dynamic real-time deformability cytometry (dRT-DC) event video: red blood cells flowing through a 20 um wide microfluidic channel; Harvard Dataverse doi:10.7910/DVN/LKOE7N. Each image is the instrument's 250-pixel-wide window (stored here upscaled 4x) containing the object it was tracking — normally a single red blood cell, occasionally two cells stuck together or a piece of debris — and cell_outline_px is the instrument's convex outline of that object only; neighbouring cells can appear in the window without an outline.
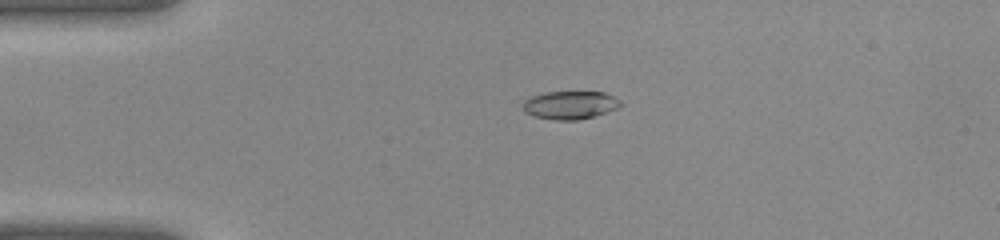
{"species": "common noctule bat (a hibernating species)", "species_latin": "Nyctalus noctula", "temperature_condition": "warm", "stored_images_in_passage": 32, "camera_frame_rate_fps": 3000, "um_per_image_px": 0.085, "animal": {"sex": "female", "body_mass_g": 22.0, "forearm_length_mm": 56.7}, "frame": {"image": 1, "passage_image": 1, "time_ms": 0.0, "image_size_px": [1000, 240], "cell_outline_px": [[624, 104], [620, 108], [592, 116], [576, 120], [556, 120], [532, 116], [524, 112], [520, 108], [524, 100], [532, 96], [544, 92], [604, 92], [620, 100]], "centroid_in_image_um": [48.43, 8.93], "position_along_channel_um": 36.6, "area_um2": 16.18}}
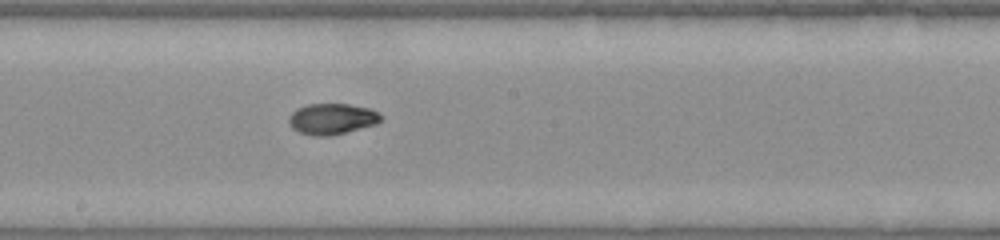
{"frame": {"image": 2, "passage_image": 14, "time_ms": 4.333, "image_size_px": [1000, 240], "cell_outline_px": [[380, 120], [376, 124], [328, 136], [316, 136], [300, 132], [292, 128], [288, 120], [288, 116], [296, 108], [308, 104], [348, 104], [368, 108], [380, 112]], "centroid_in_image_um": [28.18, 10.09], "position_along_channel_um": 220.0, "area_um2": 16.42}}
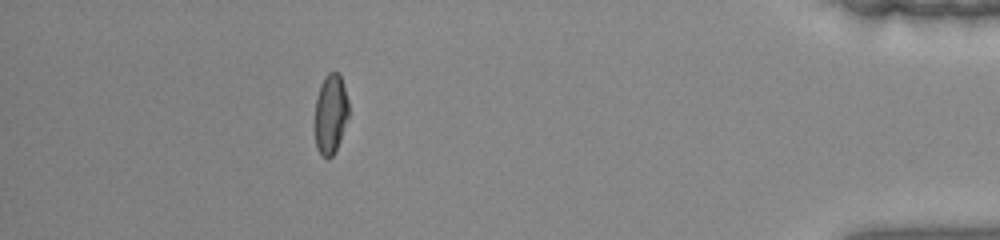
{"frame": {"image": 3, "passage_image": 28, "time_ms": 9.0, "image_size_px": [1000, 240], "cell_outline_px": [[348, 116], [336, 152], [328, 160], [320, 156], [316, 148], [316, 100], [320, 84], [324, 76], [328, 72], [340, 72], [348, 100]], "centroid_in_image_um": [28.11, 9.7], "position_along_channel_um": 407.1, "area_um2": 15.84}}